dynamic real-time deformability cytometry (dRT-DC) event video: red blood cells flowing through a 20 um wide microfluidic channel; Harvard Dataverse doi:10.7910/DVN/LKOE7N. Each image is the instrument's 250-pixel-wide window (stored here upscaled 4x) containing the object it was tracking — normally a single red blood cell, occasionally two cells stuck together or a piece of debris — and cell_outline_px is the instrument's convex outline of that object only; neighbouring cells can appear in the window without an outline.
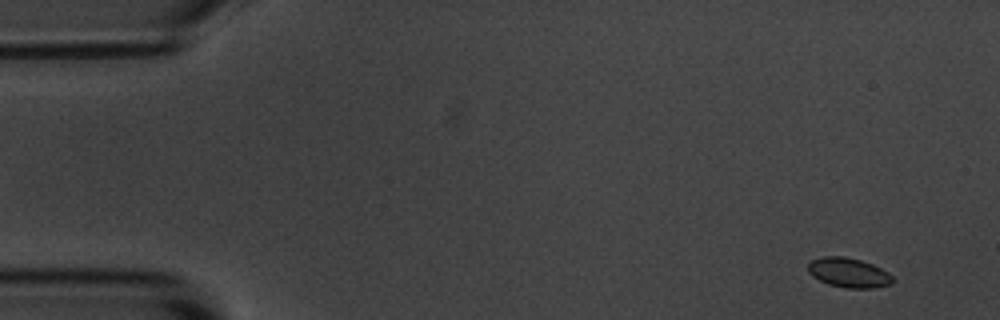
{"species": "common noctule bat (a hibernating species)", "species_latin": "Nyctalus noctula", "temperature_condition": "room temperature", "stored_images_in_passage": 5, "camera_frame_rate_fps": 3000, "um_per_image_px": 0.085, "animal": {"sex": "male", "body_mass_g": 20.1, "forearm_length_mm": 53.5}, "frame": {"image": 1, "passage_image": 1, "time_ms": 0.0, "image_size_px": [1000, 320], "cell_outline_px": [[892, 284], [872, 288], [844, 288], [828, 284], [812, 276], [808, 272], [808, 264], [812, 260], [824, 256], [844, 256], [860, 260], [872, 264], [888, 272], [892, 276]], "centroid_in_image_um": [72.12, 23.18], "position_along_channel_um": 12.9, "area_um2": 14.57}}
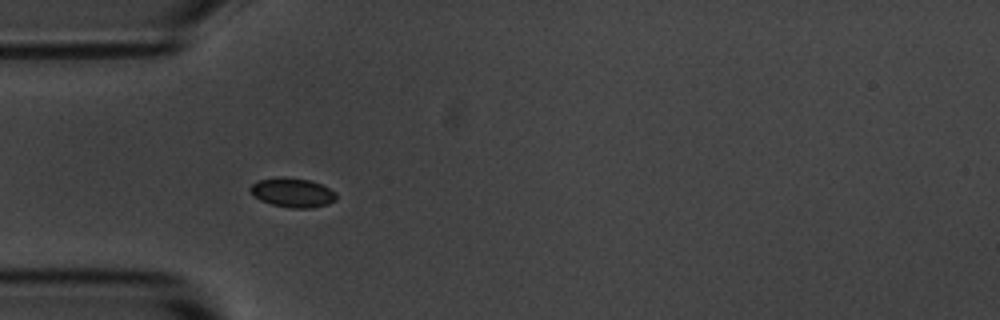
{"frame": {"image": 2, "passage_image": 4, "time_ms": 4.333, "image_size_px": [1000, 320], "cell_outline_px": [[336, 200], [328, 204], [312, 208], [288, 208], [272, 204], [260, 200], [252, 196], [248, 188], [252, 184], [260, 180], [280, 176], [284, 176], [308, 180], [320, 184], [336, 192]], "centroid_in_image_um": [24.84, 16.37], "position_along_channel_um": 60.2, "area_um2": 14.8}}